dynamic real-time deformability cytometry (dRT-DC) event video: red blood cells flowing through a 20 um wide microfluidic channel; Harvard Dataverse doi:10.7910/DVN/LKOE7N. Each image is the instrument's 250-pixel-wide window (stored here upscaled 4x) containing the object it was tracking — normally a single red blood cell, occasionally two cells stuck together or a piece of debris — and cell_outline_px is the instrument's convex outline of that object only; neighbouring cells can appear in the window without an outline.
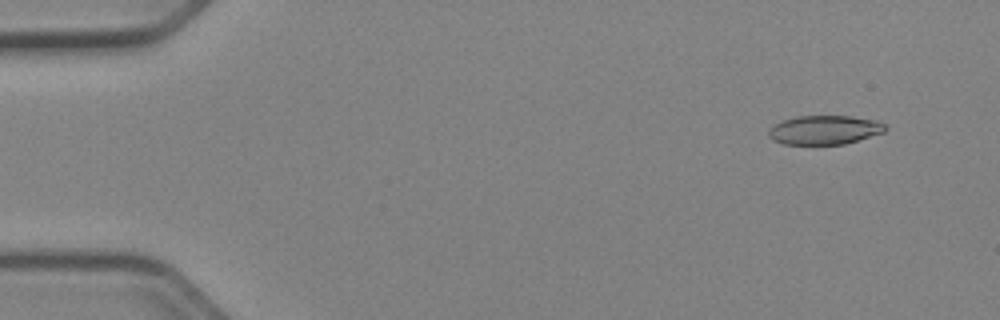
{"species": "Egyptian fruit bat (a non-hibernating species)", "species_latin": "Rousettus aegyptiacus", "temperature_condition": "cold", "stored_images_in_passage": 51, "camera_frame_rate_fps": 3000, "um_per_image_px": 0.085, "animal": {"sex": "female"}, "frame": {"image": 1, "passage_image": 4, "time_ms": 1.0, "image_size_px": [1000, 320], "cell_outline_px": [[888, 128], [884, 132], [844, 144], [784, 144], [772, 140], [768, 136], [768, 132], [776, 124], [784, 120], [796, 116], [852, 116], [880, 120]], "centroid_in_image_um": [70.13, 11.04], "position_along_channel_um": 14.9, "area_um2": 19.71}}
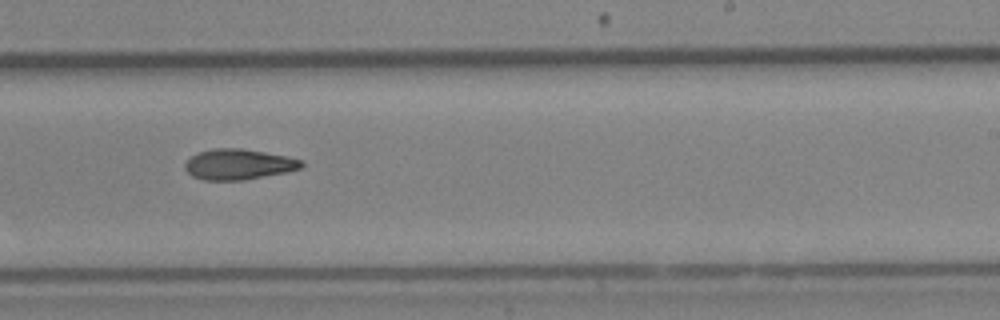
{"frame": {"image": 2, "passage_image": 32, "time_ms": 10.333, "image_size_px": [1000, 320], "cell_outline_px": [[304, 168], [288, 172], [244, 180], [204, 180], [192, 176], [184, 168], [184, 164], [196, 152], [212, 148], [240, 148], [264, 152], [304, 160]], "centroid_in_image_um": [20.29, 13.97], "position_along_channel_um": 268.7, "area_um2": 20.92}}
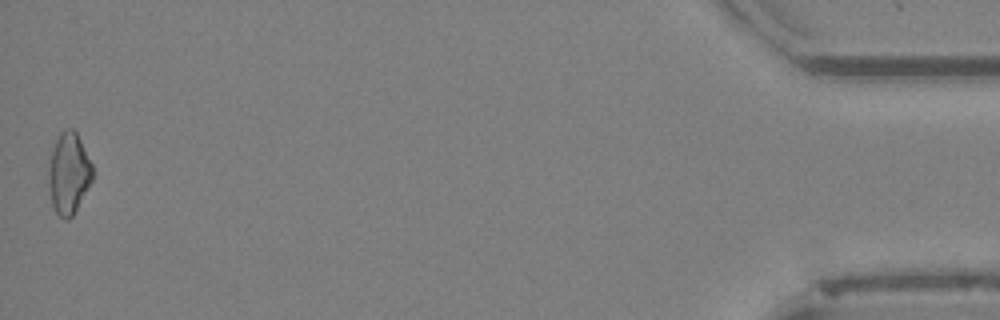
{"frame": {"image": 3, "passage_image": 51, "time_ms": 16.667, "image_size_px": [1000, 320], "cell_outline_px": [[96, 172], [88, 188], [72, 216], [68, 220], [64, 220], [56, 212], [52, 204], [48, 184], [48, 160], [56, 140], [60, 132], [64, 128], [72, 128], [76, 132]], "centroid_in_image_um": [5.84, 14.72], "position_along_channel_um": 429.4, "area_um2": 21.04}}